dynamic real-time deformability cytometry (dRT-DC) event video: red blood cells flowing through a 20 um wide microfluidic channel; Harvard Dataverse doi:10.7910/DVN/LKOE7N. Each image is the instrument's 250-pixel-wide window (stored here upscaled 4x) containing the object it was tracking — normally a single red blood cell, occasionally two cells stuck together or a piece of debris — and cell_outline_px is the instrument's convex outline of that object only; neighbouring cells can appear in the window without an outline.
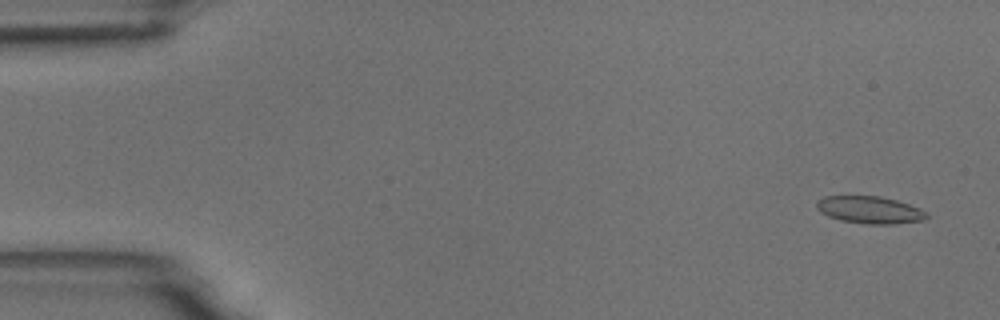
{"species": "common noctule bat (a hibernating species)", "species_latin": "Nyctalus noctula", "temperature_condition": "room temperature", "stored_images_in_passage": 6, "camera_frame_rate_fps": 3000, "um_per_image_px": 0.085, "animal": {"sex": "male", "body_mass_g": 18.8}, "frame": {"image": 1, "passage_image": 1, "time_ms": 0.0, "image_size_px": [1000, 320], "cell_outline_px": [[928, 216], [924, 220], [892, 224], [868, 224], [840, 220], [828, 216], [820, 212], [816, 208], [816, 200], [824, 196], [880, 196], [896, 200], [920, 208], [928, 212]], "centroid_in_image_um": [73.91, 17.84], "position_along_channel_um": 11.1, "area_um2": 17.57}}
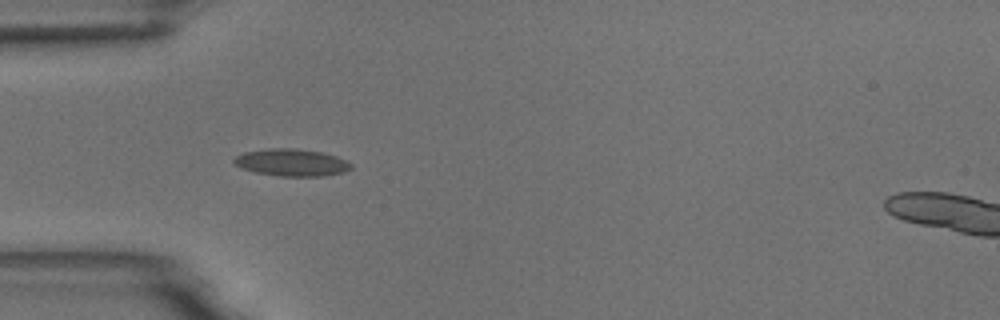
{"frame": {"image": 2, "passage_image": 5, "time_ms": 4.667, "image_size_px": [1000, 320], "cell_outline_px": [[352, 168], [344, 172], [324, 176], [280, 176], [256, 172], [240, 168], [232, 160], [236, 156], [244, 152], [268, 148], [296, 148], [324, 152], [336, 156], [352, 164]], "centroid_in_image_um": [24.79, 13.8], "position_along_channel_um": 60.2, "area_um2": 18.61}}